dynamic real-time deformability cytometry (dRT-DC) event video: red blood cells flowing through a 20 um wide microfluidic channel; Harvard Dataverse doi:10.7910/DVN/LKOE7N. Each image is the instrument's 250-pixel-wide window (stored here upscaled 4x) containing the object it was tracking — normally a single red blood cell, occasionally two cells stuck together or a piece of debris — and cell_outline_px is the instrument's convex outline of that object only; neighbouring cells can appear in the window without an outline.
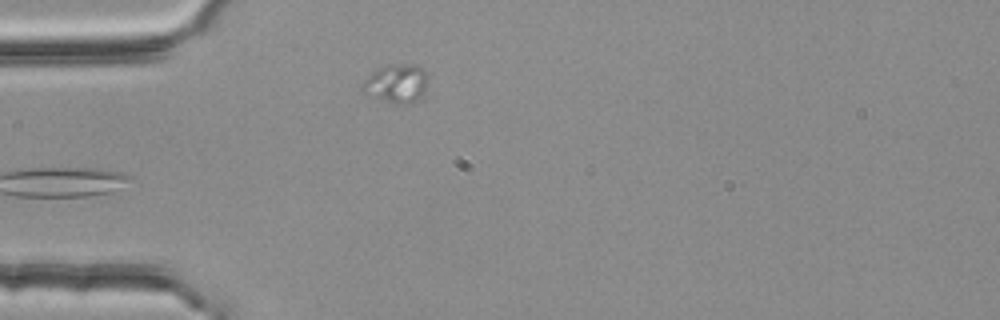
{"species": "common noctule bat (a hibernating species)", "species_latin": "Nyctalus noctula", "temperature_condition": "room temperature", "stored_images_in_passage": 3, "camera_frame_rate_fps": 3000, "um_per_image_px": 0.085, "animal": {"sex": "female", "body_mass_g": 25.1}, "frame": {"image": 1, "passage_image": 3, "time_ms": 0.667, "image_size_px": [1000, 320], "cell_outline_px": [[432, 72], [424, 92], [412, 100], [404, 104], [392, 104], [380, 100], [372, 96], [360, 88], [364, 80], [372, 72], [388, 64], [416, 64]], "centroid_in_image_um": [33.75, 7.05], "position_along_channel_um": 51.2, "area_um2": 14.97}}